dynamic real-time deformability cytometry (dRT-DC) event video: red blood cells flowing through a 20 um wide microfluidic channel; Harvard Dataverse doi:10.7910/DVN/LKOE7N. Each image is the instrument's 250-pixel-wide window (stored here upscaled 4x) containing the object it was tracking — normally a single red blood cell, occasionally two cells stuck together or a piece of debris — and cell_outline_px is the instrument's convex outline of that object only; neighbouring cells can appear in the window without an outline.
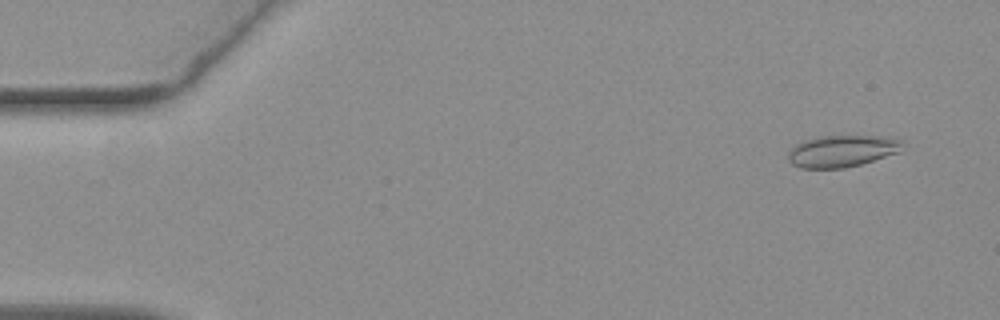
{"species": "common noctule bat (a hibernating species)", "species_latin": "Nyctalus noctula", "temperature_condition": "warm", "stored_images_in_passage": 55, "camera_frame_rate_fps": 3000, "um_per_image_px": 0.085, "animal": {"sex": "female", "body_mass_g": 19.3, "forearm_length_mm": 54.1}, "frame": {"image": 1, "passage_image": 4, "time_ms": 1.0, "image_size_px": [1000, 320], "cell_outline_px": [[900, 152], [860, 164], [844, 168], [800, 168], [792, 164], [788, 160], [788, 152], [796, 144], [804, 140], [820, 136], [880, 136], [900, 140]], "centroid_in_image_um": [71.51, 12.84], "position_along_channel_um": 13.5, "area_um2": 20.92}}
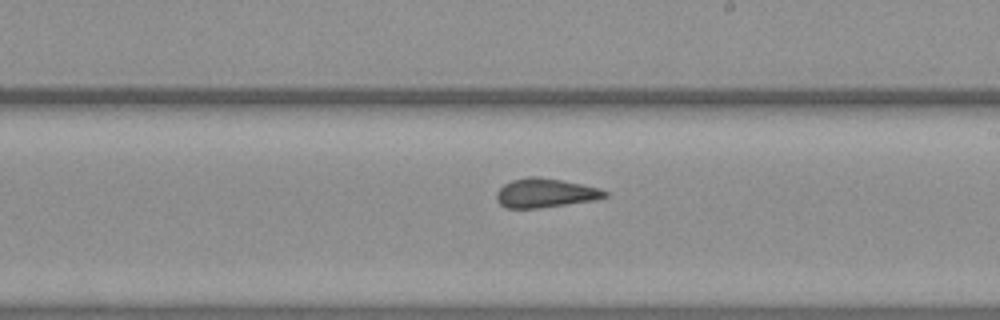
{"frame": {"image": 2, "passage_image": 32, "time_ms": 10.333, "image_size_px": [1000, 320], "cell_outline_px": [[608, 196], [596, 200], [540, 208], [508, 208], [500, 204], [496, 200], [496, 192], [504, 184], [512, 180], [528, 176], [540, 176], [600, 188], [608, 192]], "centroid_in_image_um": [46.34, 16.4], "position_along_channel_um": 242.7, "area_um2": 18.44}}
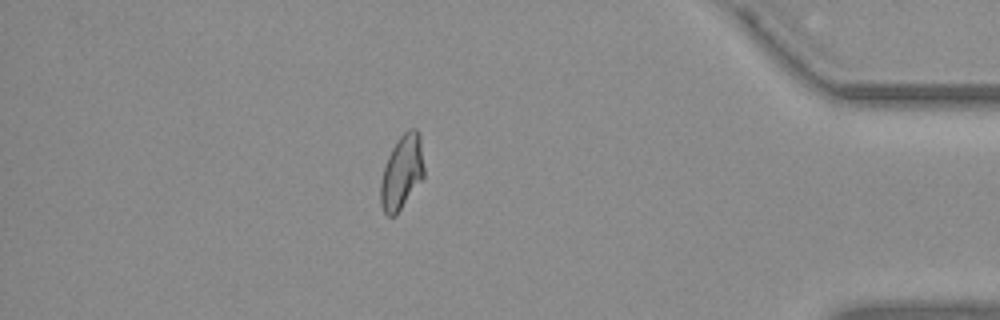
{"frame": {"image": 3, "passage_image": 48, "time_ms": 15.667, "image_size_px": [1000, 320], "cell_outline_px": [[424, 176], [396, 216], [388, 216], [384, 212], [380, 204], [380, 180], [388, 156], [396, 140], [408, 128], [416, 128], [420, 132], [424, 168]], "centroid_in_image_um": [34.15, 14.62], "position_along_channel_um": 401.0, "area_um2": 18.96}, "authors_computed_cell_mechanics": {"area_um2": 18.8428, "velocity_mm_per_s": 3.7572, "shape_relaxation_time_tau1_ms": null, "shape_relaxation_time_tau2_ms": 1.2788, "deformation_change_tau1": null, "deformation_change_tau2": 0.0828}}